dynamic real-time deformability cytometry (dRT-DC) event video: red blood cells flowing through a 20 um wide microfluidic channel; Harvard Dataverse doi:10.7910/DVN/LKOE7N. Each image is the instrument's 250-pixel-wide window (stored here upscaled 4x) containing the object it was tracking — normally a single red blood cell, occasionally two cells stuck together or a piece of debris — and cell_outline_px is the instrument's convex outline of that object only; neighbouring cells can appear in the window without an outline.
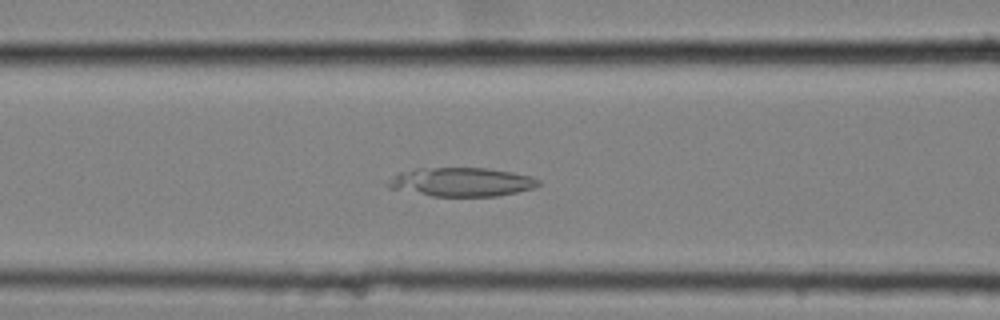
{"species": "common noctule bat (a hibernating species)", "species_latin": "Nyctalus noctula", "temperature_condition": "cold", "stored_images_in_passage": 41, "camera_frame_rate_fps": 3000, "um_per_image_px": 0.085, "animal": {"sex": "female", "body_mass_g": 25.1}, "frame": {"image": 1, "passage_image": 8, "time_ms": 2.333, "image_size_px": [1000, 320], "cell_outline_px": [[540, 184], [536, 188], [496, 196], [432, 196], [388, 188], [388, 184], [400, 172], [416, 168], [484, 168], [512, 172], [532, 176], [540, 180]], "centroid_in_image_um": [39.29, 15.47], "position_along_channel_um": 127.3, "area_um2": 25.09}}
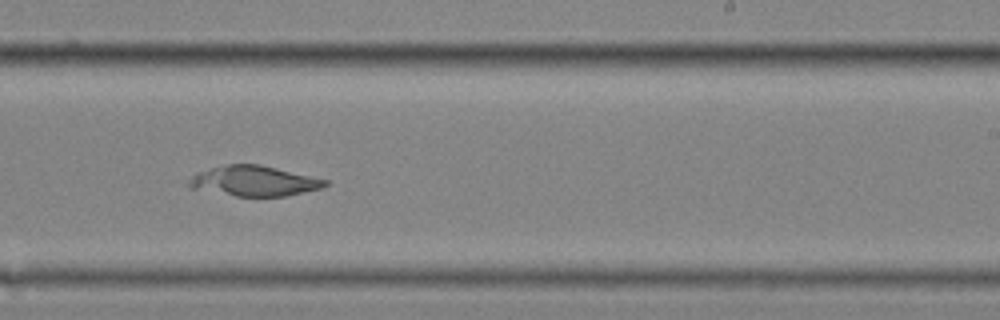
{"frame": {"image": 2, "passage_image": 20, "time_ms": 6.333, "image_size_px": [1000, 320], "cell_outline_px": [[328, 184], [320, 188], [288, 196], [236, 196], [188, 188], [188, 184], [192, 176], [196, 172], [228, 164], [260, 164], [328, 180]], "centroid_in_image_um": [21.58, 15.39], "position_along_channel_um": 267.4, "area_um2": 23.87}}
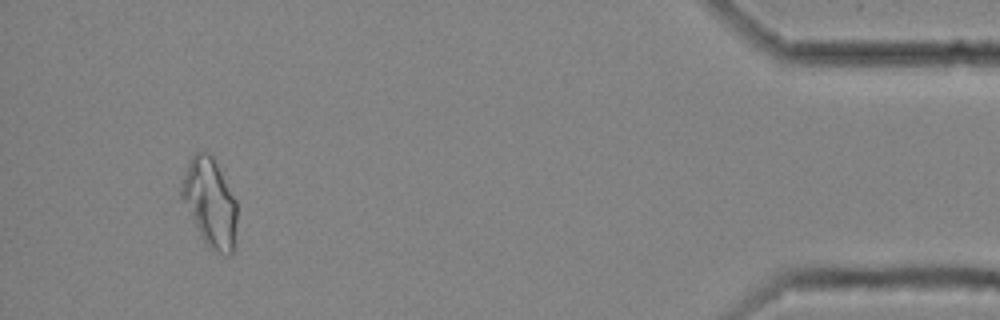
{"frame": {"image": 3, "passage_image": 38, "time_ms": 12.333, "image_size_px": [1000, 320], "cell_outline_px": [[236, 220], [232, 256], [228, 256], [208, 248], [204, 244], [180, 196], [180, 188], [188, 164], [192, 156], [196, 152], [208, 152], [212, 156], [236, 200]], "centroid_in_image_um": [17.83, 17.26], "position_along_channel_um": 417.4, "area_um2": 28.21}}